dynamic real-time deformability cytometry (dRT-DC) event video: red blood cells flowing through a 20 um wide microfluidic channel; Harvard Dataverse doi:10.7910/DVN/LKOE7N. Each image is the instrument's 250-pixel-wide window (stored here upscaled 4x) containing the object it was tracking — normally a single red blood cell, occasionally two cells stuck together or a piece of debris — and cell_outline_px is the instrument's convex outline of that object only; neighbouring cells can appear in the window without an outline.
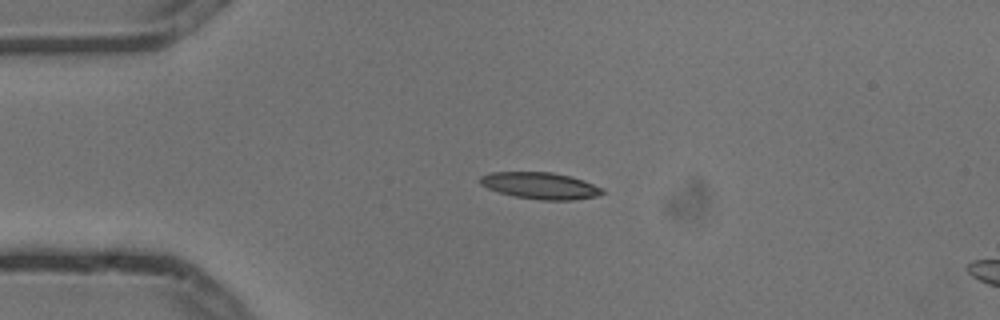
{"species": "common noctule bat (a hibernating species)", "species_latin": "Nyctalus noctula", "temperature_condition": "cold", "stored_images_in_passage": 5, "camera_frame_rate_fps": 3000, "um_per_image_px": 0.085, "animal": {"sex": "male", "body_mass_g": 13.3}, "frame": {"image": 1, "passage_image": 3, "time_ms": 0.667, "image_size_px": [1000, 320], "cell_outline_px": [[604, 192], [596, 196], [572, 200], [540, 200], [516, 196], [500, 192], [488, 188], [480, 184], [480, 176], [492, 172], [552, 172], [584, 180], [604, 188]], "centroid_in_image_um": [45.94, 15.78], "position_along_channel_um": 39.1, "area_um2": 18.84}}
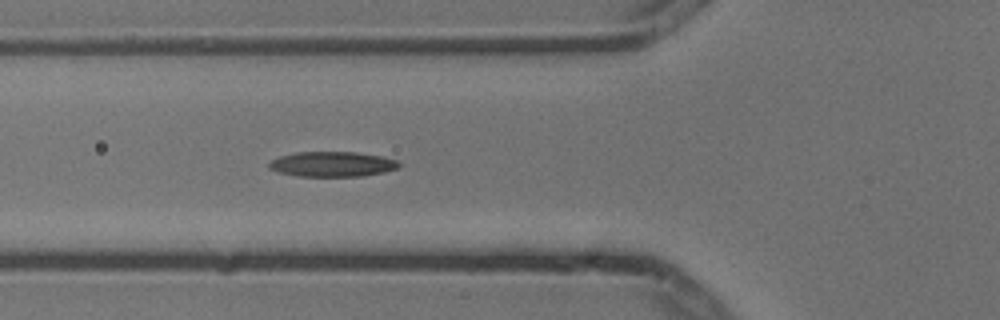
{"frame": {"image": 2, "passage_image": 5, "time_ms": 1.333, "image_size_px": [1000, 320], "cell_outline_px": [[400, 168], [384, 172], [360, 176], [296, 176], [280, 172], [268, 168], [268, 164], [272, 160], [280, 156], [296, 152], [356, 152], [380, 156], [396, 160], [400, 164]], "centroid_in_image_um": [28.24, 13.95], "position_along_channel_um": 97.6, "area_um2": 18.9}}